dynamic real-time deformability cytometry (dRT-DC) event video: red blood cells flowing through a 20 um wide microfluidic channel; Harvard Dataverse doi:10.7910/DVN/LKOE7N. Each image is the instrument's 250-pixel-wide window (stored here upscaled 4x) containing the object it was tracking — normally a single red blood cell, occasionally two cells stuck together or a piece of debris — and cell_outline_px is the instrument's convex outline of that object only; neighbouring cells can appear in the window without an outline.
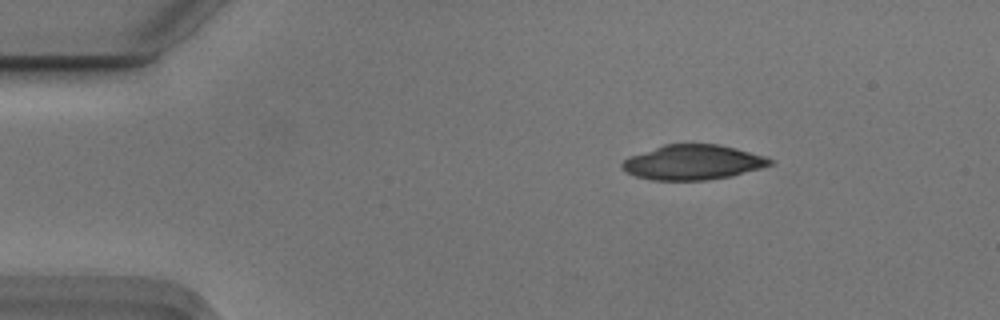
{"species": "Egyptian fruit bat (a non-hibernating species)", "species_latin": "Rousettus aegyptiacus", "temperature_condition": "cold", "stored_images_in_passage": 48, "camera_frame_rate_fps": 3000, "um_per_image_px": 0.085, "animal": {"sex": "male"}, "frame": {"image": 1, "passage_image": 2, "time_ms": 0.333, "image_size_px": [1000, 320], "cell_outline_px": [[776, 164], [732, 176], [704, 180], [656, 180], [636, 176], [628, 172], [620, 164], [628, 156], [664, 144], [720, 144], [736, 148], [764, 156], [772, 160]], "centroid_in_image_um": [58.92, 13.79], "position_along_channel_um": 26.1, "area_um2": 30.0}}
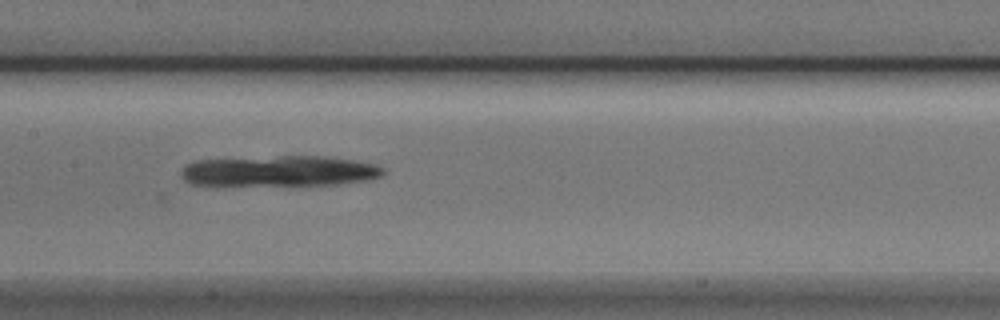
{"frame": {"image": 2, "passage_image": 20, "time_ms": 6.333, "image_size_px": [1000, 320], "cell_outline_px": [[388, 172], [380, 176], [368, 180], [340, 184], [192, 184], [184, 180], [180, 176], [180, 172], [188, 164], [196, 160], [280, 156], [328, 156], [356, 160], [376, 164], [384, 168]], "centroid_in_image_um": [23.84, 14.52], "position_along_channel_um": 183.6, "area_um2": 35.78}}
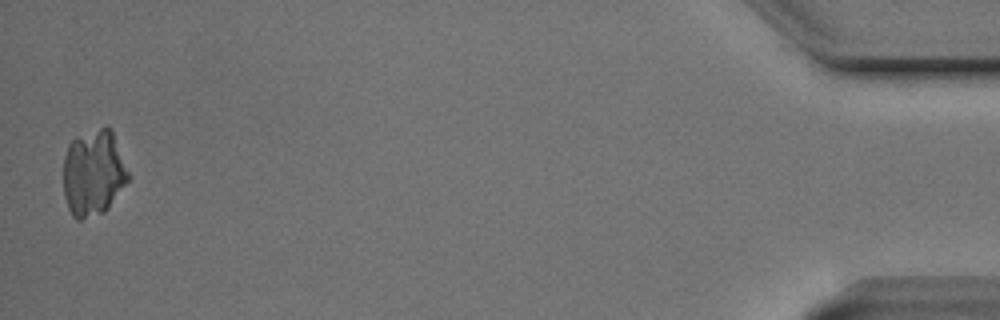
{"frame": {"image": 3, "passage_image": 47, "time_ms": 15.333, "image_size_px": [1000, 320], "cell_outline_px": [[132, 176], [108, 208], [104, 212], [80, 220], [76, 220], [72, 216], [68, 208], [64, 196], [64, 156], [68, 144], [76, 136], [104, 124], [112, 128]], "centroid_in_image_um": [7.97, 14.65], "position_along_channel_um": 427.2, "area_um2": 33.47}}